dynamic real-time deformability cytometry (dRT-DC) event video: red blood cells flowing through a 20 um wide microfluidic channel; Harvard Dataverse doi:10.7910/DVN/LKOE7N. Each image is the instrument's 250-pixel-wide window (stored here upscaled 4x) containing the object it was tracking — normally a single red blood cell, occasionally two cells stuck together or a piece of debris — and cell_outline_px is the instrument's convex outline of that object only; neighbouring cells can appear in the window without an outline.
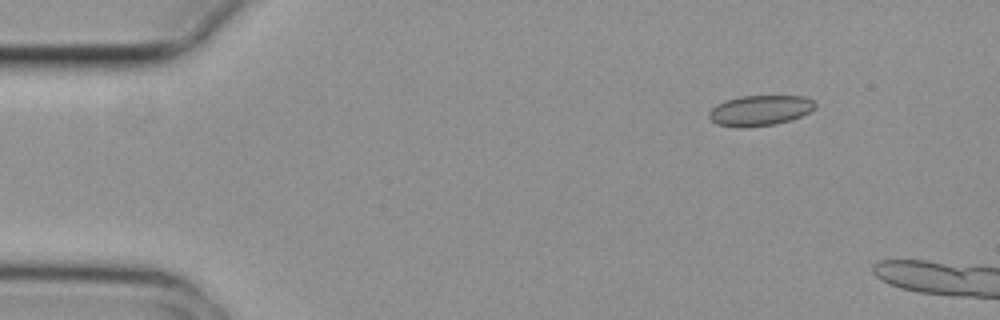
{"species": "common noctule bat (a hibernating species)", "species_latin": "Nyctalus noctula", "temperature_condition": "cold", "stored_images_in_passage": 4, "camera_frame_rate_fps": 3000, "um_per_image_px": 0.085, "animal": {"sex": "female", "body_mass_g": 29.2, "forearm_length_mm": 56.3}, "frame": {"image": 1, "passage_image": 2, "time_ms": 0.333, "image_size_px": [1000, 320], "cell_outline_px": [[816, 108], [800, 116], [776, 124], [744, 128], [736, 128], [716, 124], [708, 116], [708, 112], [716, 104], [724, 100], [740, 96], [804, 96], [812, 100], [816, 104]], "centroid_in_image_um": [64.55, 9.39], "position_along_channel_um": 20.5, "area_um2": 18.96}}